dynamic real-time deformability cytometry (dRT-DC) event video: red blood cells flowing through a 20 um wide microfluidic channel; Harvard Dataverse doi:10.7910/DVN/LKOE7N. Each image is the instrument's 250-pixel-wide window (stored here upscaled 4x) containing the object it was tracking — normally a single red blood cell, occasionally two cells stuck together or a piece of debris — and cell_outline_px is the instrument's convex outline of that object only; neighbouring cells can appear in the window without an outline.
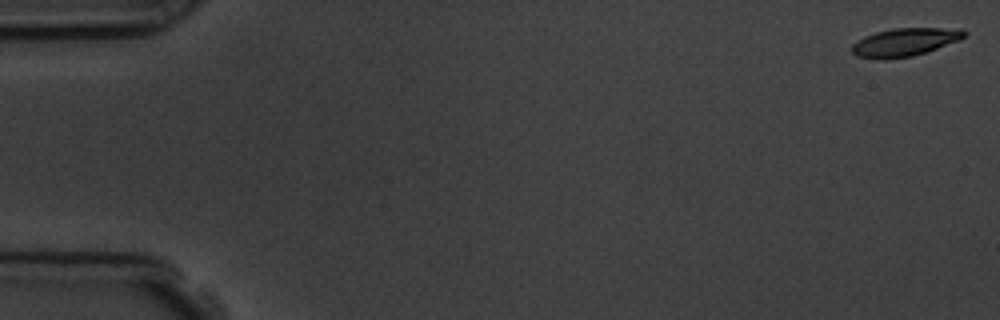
{"species": "common noctule bat (a hibernating species)", "species_latin": "Nyctalus noctula", "temperature_condition": "room temperature", "stored_images_in_passage": 3, "camera_frame_rate_fps": 3000, "um_per_image_px": 0.085, "animal": {"sex": "male", "body_mass_g": 19.5, "forearm_length_mm": 54.6}, "frame": {"image": 1, "passage_image": 1, "time_ms": 0.0, "image_size_px": [1000, 320], "cell_outline_px": [[968, 32], [960, 40], [912, 56], [884, 60], [880, 60], [856, 56], [852, 52], [852, 44], [856, 40], [864, 36], [876, 32], [892, 28], [964, 28]], "centroid_in_image_um": [76.89, 3.58], "position_along_channel_um": 8.1, "area_um2": 18.55}}